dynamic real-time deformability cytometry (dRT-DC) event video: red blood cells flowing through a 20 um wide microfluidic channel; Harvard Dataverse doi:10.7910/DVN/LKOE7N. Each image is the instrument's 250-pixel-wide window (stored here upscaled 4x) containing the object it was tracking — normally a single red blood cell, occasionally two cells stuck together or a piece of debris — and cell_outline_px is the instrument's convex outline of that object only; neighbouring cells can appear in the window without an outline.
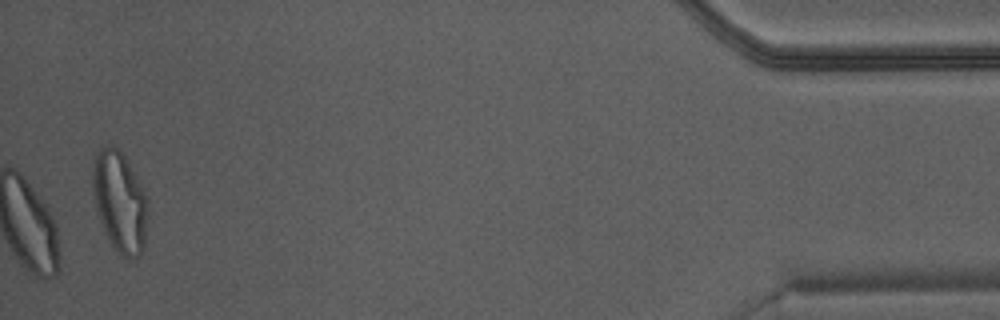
{"species": "Egyptian fruit bat (a non-hibernating species)", "species_latin": "Rousettus aegyptiacus", "temperature_condition": "warm", "stored_images_in_passage": 34, "camera_frame_rate_fps": 3000, "um_per_image_px": 0.085, "animal": {"sex": "male"}, "frame": {"image": 1, "passage_image": 34, "time_ms": 11.0, "image_size_px": [1000, 320], "cell_outline_px": [[148, 204], [144, 248], [140, 256], [128, 260], [112, 244], [100, 220], [96, 208], [92, 184], [92, 160], [100, 148], [108, 144], [116, 144], [140, 180], [148, 200]], "centroid_in_image_um": [10.19, 17.08], "position_along_channel_um": 425.0, "area_um2": 32.54}}